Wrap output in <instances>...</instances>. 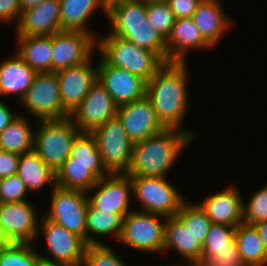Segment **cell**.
<instances>
[{
  "label": "cell",
  "instance_id": "cell-1",
  "mask_svg": "<svg viewBox=\"0 0 267 266\" xmlns=\"http://www.w3.org/2000/svg\"><path fill=\"white\" fill-rule=\"evenodd\" d=\"M186 62H166L147 81L146 95L150 98L156 115L165 128L188 132L194 139V131L182 128V121L189 106V90ZM185 115V116H184Z\"/></svg>",
  "mask_w": 267,
  "mask_h": 266
},
{
  "label": "cell",
  "instance_id": "cell-2",
  "mask_svg": "<svg viewBox=\"0 0 267 266\" xmlns=\"http://www.w3.org/2000/svg\"><path fill=\"white\" fill-rule=\"evenodd\" d=\"M194 138L186 131L165 128L160 133L134 143L129 176L166 177L169 169Z\"/></svg>",
  "mask_w": 267,
  "mask_h": 266
},
{
  "label": "cell",
  "instance_id": "cell-3",
  "mask_svg": "<svg viewBox=\"0 0 267 266\" xmlns=\"http://www.w3.org/2000/svg\"><path fill=\"white\" fill-rule=\"evenodd\" d=\"M107 19L111 35L157 53L166 62V43L147 20L146 4L135 0H109Z\"/></svg>",
  "mask_w": 267,
  "mask_h": 266
},
{
  "label": "cell",
  "instance_id": "cell-4",
  "mask_svg": "<svg viewBox=\"0 0 267 266\" xmlns=\"http://www.w3.org/2000/svg\"><path fill=\"white\" fill-rule=\"evenodd\" d=\"M96 48L108 65L125 69L146 82L166 63L157 53L109 32L97 38Z\"/></svg>",
  "mask_w": 267,
  "mask_h": 266
},
{
  "label": "cell",
  "instance_id": "cell-5",
  "mask_svg": "<svg viewBox=\"0 0 267 266\" xmlns=\"http://www.w3.org/2000/svg\"><path fill=\"white\" fill-rule=\"evenodd\" d=\"M39 123L35 130L33 149L56 172L70 156L73 143L81 131L70 118L40 120Z\"/></svg>",
  "mask_w": 267,
  "mask_h": 266
},
{
  "label": "cell",
  "instance_id": "cell-6",
  "mask_svg": "<svg viewBox=\"0 0 267 266\" xmlns=\"http://www.w3.org/2000/svg\"><path fill=\"white\" fill-rule=\"evenodd\" d=\"M166 220L164 216L133 209L123 218L118 241L137 251L161 252L165 245Z\"/></svg>",
  "mask_w": 267,
  "mask_h": 266
},
{
  "label": "cell",
  "instance_id": "cell-7",
  "mask_svg": "<svg viewBox=\"0 0 267 266\" xmlns=\"http://www.w3.org/2000/svg\"><path fill=\"white\" fill-rule=\"evenodd\" d=\"M130 179L132 195L141 204L140 211L166 218L176 216L186 199L167 177L130 176Z\"/></svg>",
  "mask_w": 267,
  "mask_h": 266
},
{
  "label": "cell",
  "instance_id": "cell-8",
  "mask_svg": "<svg viewBox=\"0 0 267 266\" xmlns=\"http://www.w3.org/2000/svg\"><path fill=\"white\" fill-rule=\"evenodd\" d=\"M37 120H62L70 117L63 108L56 72L36 73L19 102Z\"/></svg>",
  "mask_w": 267,
  "mask_h": 266
},
{
  "label": "cell",
  "instance_id": "cell-9",
  "mask_svg": "<svg viewBox=\"0 0 267 266\" xmlns=\"http://www.w3.org/2000/svg\"><path fill=\"white\" fill-rule=\"evenodd\" d=\"M95 137L101 160L110 174L127 173L134 143L128 138L117 116L95 128Z\"/></svg>",
  "mask_w": 267,
  "mask_h": 266
},
{
  "label": "cell",
  "instance_id": "cell-10",
  "mask_svg": "<svg viewBox=\"0 0 267 266\" xmlns=\"http://www.w3.org/2000/svg\"><path fill=\"white\" fill-rule=\"evenodd\" d=\"M88 193L81 190L52 188V201L44 216L80 236L86 242Z\"/></svg>",
  "mask_w": 267,
  "mask_h": 266
},
{
  "label": "cell",
  "instance_id": "cell-11",
  "mask_svg": "<svg viewBox=\"0 0 267 266\" xmlns=\"http://www.w3.org/2000/svg\"><path fill=\"white\" fill-rule=\"evenodd\" d=\"M39 225L38 234H43L47 250L53 256L48 258L46 255L40 254L42 260L70 265H80L83 263L87 244L80 236L50 221L44 215L42 218L40 217Z\"/></svg>",
  "mask_w": 267,
  "mask_h": 266
},
{
  "label": "cell",
  "instance_id": "cell-12",
  "mask_svg": "<svg viewBox=\"0 0 267 266\" xmlns=\"http://www.w3.org/2000/svg\"><path fill=\"white\" fill-rule=\"evenodd\" d=\"M97 47V39L81 31H61L52 35V72L84 63Z\"/></svg>",
  "mask_w": 267,
  "mask_h": 266
},
{
  "label": "cell",
  "instance_id": "cell-13",
  "mask_svg": "<svg viewBox=\"0 0 267 266\" xmlns=\"http://www.w3.org/2000/svg\"><path fill=\"white\" fill-rule=\"evenodd\" d=\"M97 190L94 195L88 194L89 203L97 210L120 214L125 218L130 210L132 199V182L126 173L109 174L99 179L90 189Z\"/></svg>",
  "mask_w": 267,
  "mask_h": 266
},
{
  "label": "cell",
  "instance_id": "cell-14",
  "mask_svg": "<svg viewBox=\"0 0 267 266\" xmlns=\"http://www.w3.org/2000/svg\"><path fill=\"white\" fill-rule=\"evenodd\" d=\"M117 109L118 106L113 98L96 80L69 118L81 132L91 133L95 128L114 118Z\"/></svg>",
  "mask_w": 267,
  "mask_h": 266
},
{
  "label": "cell",
  "instance_id": "cell-15",
  "mask_svg": "<svg viewBox=\"0 0 267 266\" xmlns=\"http://www.w3.org/2000/svg\"><path fill=\"white\" fill-rule=\"evenodd\" d=\"M97 80L119 107L146 95L147 82L129 71L108 65L102 58L97 63Z\"/></svg>",
  "mask_w": 267,
  "mask_h": 266
},
{
  "label": "cell",
  "instance_id": "cell-16",
  "mask_svg": "<svg viewBox=\"0 0 267 266\" xmlns=\"http://www.w3.org/2000/svg\"><path fill=\"white\" fill-rule=\"evenodd\" d=\"M116 116L133 143L145 140L165 129L147 95L119 106Z\"/></svg>",
  "mask_w": 267,
  "mask_h": 266
},
{
  "label": "cell",
  "instance_id": "cell-17",
  "mask_svg": "<svg viewBox=\"0 0 267 266\" xmlns=\"http://www.w3.org/2000/svg\"><path fill=\"white\" fill-rule=\"evenodd\" d=\"M35 209L33 203L28 200L0 203V222L12 243H33L39 236L40 219Z\"/></svg>",
  "mask_w": 267,
  "mask_h": 266
},
{
  "label": "cell",
  "instance_id": "cell-18",
  "mask_svg": "<svg viewBox=\"0 0 267 266\" xmlns=\"http://www.w3.org/2000/svg\"><path fill=\"white\" fill-rule=\"evenodd\" d=\"M91 57L82 64L56 72L63 108L71 115L97 80V65Z\"/></svg>",
  "mask_w": 267,
  "mask_h": 266
},
{
  "label": "cell",
  "instance_id": "cell-19",
  "mask_svg": "<svg viewBox=\"0 0 267 266\" xmlns=\"http://www.w3.org/2000/svg\"><path fill=\"white\" fill-rule=\"evenodd\" d=\"M16 36H52L61 32L60 0H44L22 12Z\"/></svg>",
  "mask_w": 267,
  "mask_h": 266
},
{
  "label": "cell",
  "instance_id": "cell-20",
  "mask_svg": "<svg viewBox=\"0 0 267 266\" xmlns=\"http://www.w3.org/2000/svg\"><path fill=\"white\" fill-rule=\"evenodd\" d=\"M166 43V62H186L188 50L210 49L192 17L177 18Z\"/></svg>",
  "mask_w": 267,
  "mask_h": 266
},
{
  "label": "cell",
  "instance_id": "cell-21",
  "mask_svg": "<svg viewBox=\"0 0 267 266\" xmlns=\"http://www.w3.org/2000/svg\"><path fill=\"white\" fill-rule=\"evenodd\" d=\"M236 186H228L224 190L205 197L201 207L206 211L212 223L237 227L243 223V197Z\"/></svg>",
  "mask_w": 267,
  "mask_h": 266
},
{
  "label": "cell",
  "instance_id": "cell-22",
  "mask_svg": "<svg viewBox=\"0 0 267 266\" xmlns=\"http://www.w3.org/2000/svg\"><path fill=\"white\" fill-rule=\"evenodd\" d=\"M220 0H202L193 13V20L203 38L214 47L230 30L231 20L223 12Z\"/></svg>",
  "mask_w": 267,
  "mask_h": 266
},
{
  "label": "cell",
  "instance_id": "cell-23",
  "mask_svg": "<svg viewBox=\"0 0 267 266\" xmlns=\"http://www.w3.org/2000/svg\"><path fill=\"white\" fill-rule=\"evenodd\" d=\"M109 0H60V22L62 31H81L92 34L97 39V34L87 27L91 14L98 8L103 10L107 18Z\"/></svg>",
  "mask_w": 267,
  "mask_h": 266
},
{
  "label": "cell",
  "instance_id": "cell-24",
  "mask_svg": "<svg viewBox=\"0 0 267 266\" xmlns=\"http://www.w3.org/2000/svg\"><path fill=\"white\" fill-rule=\"evenodd\" d=\"M36 72L18 55L1 61L0 65V96L16 95L19 102L32 84Z\"/></svg>",
  "mask_w": 267,
  "mask_h": 266
},
{
  "label": "cell",
  "instance_id": "cell-25",
  "mask_svg": "<svg viewBox=\"0 0 267 266\" xmlns=\"http://www.w3.org/2000/svg\"><path fill=\"white\" fill-rule=\"evenodd\" d=\"M15 53L36 73L52 72V36H16Z\"/></svg>",
  "mask_w": 267,
  "mask_h": 266
},
{
  "label": "cell",
  "instance_id": "cell-26",
  "mask_svg": "<svg viewBox=\"0 0 267 266\" xmlns=\"http://www.w3.org/2000/svg\"><path fill=\"white\" fill-rule=\"evenodd\" d=\"M17 175L29 192H38L49 182L52 188L56 186V172L39 157L34 149L20 155Z\"/></svg>",
  "mask_w": 267,
  "mask_h": 266
},
{
  "label": "cell",
  "instance_id": "cell-27",
  "mask_svg": "<svg viewBox=\"0 0 267 266\" xmlns=\"http://www.w3.org/2000/svg\"><path fill=\"white\" fill-rule=\"evenodd\" d=\"M177 250L187 263L201 262L202 246L194 240L189 229L176 217H168L165 223V250Z\"/></svg>",
  "mask_w": 267,
  "mask_h": 266
},
{
  "label": "cell",
  "instance_id": "cell-28",
  "mask_svg": "<svg viewBox=\"0 0 267 266\" xmlns=\"http://www.w3.org/2000/svg\"><path fill=\"white\" fill-rule=\"evenodd\" d=\"M122 222L123 217L120 214L97 210L89 203L86 220V244H105L97 238L108 235L118 240L122 231Z\"/></svg>",
  "mask_w": 267,
  "mask_h": 266
},
{
  "label": "cell",
  "instance_id": "cell-29",
  "mask_svg": "<svg viewBox=\"0 0 267 266\" xmlns=\"http://www.w3.org/2000/svg\"><path fill=\"white\" fill-rule=\"evenodd\" d=\"M25 114L16 118L0 133V149L16 154H23L33 149L35 129ZM34 129V130H33Z\"/></svg>",
  "mask_w": 267,
  "mask_h": 266
},
{
  "label": "cell",
  "instance_id": "cell-30",
  "mask_svg": "<svg viewBox=\"0 0 267 266\" xmlns=\"http://www.w3.org/2000/svg\"><path fill=\"white\" fill-rule=\"evenodd\" d=\"M234 240L246 266L267 265V251L255 225L239 224Z\"/></svg>",
  "mask_w": 267,
  "mask_h": 266
},
{
  "label": "cell",
  "instance_id": "cell-31",
  "mask_svg": "<svg viewBox=\"0 0 267 266\" xmlns=\"http://www.w3.org/2000/svg\"><path fill=\"white\" fill-rule=\"evenodd\" d=\"M63 164L92 165V173L98 179L110 174L103 165L95 137L89 132H81L76 137L70 156Z\"/></svg>",
  "mask_w": 267,
  "mask_h": 266
},
{
  "label": "cell",
  "instance_id": "cell-32",
  "mask_svg": "<svg viewBox=\"0 0 267 266\" xmlns=\"http://www.w3.org/2000/svg\"><path fill=\"white\" fill-rule=\"evenodd\" d=\"M98 180L92 173V165L62 164L56 171V186L63 189L88 192Z\"/></svg>",
  "mask_w": 267,
  "mask_h": 266
},
{
  "label": "cell",
  "instance_id": "cell-33",
  "mask_svg": "<svg viewBox=\"0 0 267 266\" xmlns=\"http://www.w3.org/2000/svg\"><path fill=\"white\" fill-rule=\"evenodd\" d=\"M176 217L186 226V229L190 230L194 240L203 246L212 221L201 205L198 202L191 204L189 200H185Z\"/></svg>",
  "mask_w": 267,
  "mask_h": 266
},
{
  "label": "cell",
  "instance_id": "cell-34",
  "mask_svg": "<svg viewBox=\"0 0 267 266\" xmlns=\"http://www.w3.org/2000/svg\"><path fill=\"white\" fill-rule=\"evenodd\" d=\"M41 260L32 243H11L0 248V266H40Z\"/></svg>",
  "mask_w": 267,
  "mask_h": 266
},
{
  "label": "cell",
  "instance_id": "cell-35",
  "mask_svg": "<svg viewBox=\"0 0 267 266\" xmlns=\"http://www.w3.org/2000/svg\"><path fill=\"white\" fill-rule=\"evenodd\" d=\"M148 23L166 40L175 23V16L167 1H156L146 4Z\"/></svg>",
  "mask_w": 267,
  "mask_h": 266
},
{
  "label": "cell",
  "instance_id": "cell-36",
  "mask_svg": "<svg viewBox=\"0 0 267 266\" xmlns=\"http://www.w3.org/2000/svg\"><path fill=\"white\" fill-rule=\"evenodd\" d=\"M236 227L225 224L212 223L209 233L202 246V252H214V250L237 249L234 240Z\"/></svg>",
  "mask_w": 267,
  "mask_h": 266
},
{
  "label": "cell",
  "instance_id": "cell-37",
  "mask_svg": "<svg viewBox=\"0 0 267 266\" xmlns=\"http://www.w3.org/2000/svg\"><path fill=\"white\" fill-rule=\"evenodd\" d=\"M243 201V223L256 225L267 220V184L254 192L248 202Z\"/></svg>",
  "mask_w": 267,
  "mask_h": 266
},
{
  "label": "cell",
  "instance_id": "cell-38",
  "mask_svg": "<svg viewBox=\"0 0 267 266\" xmlns=\"http://www.w3.org/2000/svg\"><path fill=\"white\" fill-rule=\"evenodd\" d=\"M83 263L86 266H126L106 244L87 245Z\"/></svg>",
  "mask_w": 267,
  "mask_h": 266
},
{
  "label": "cell",
  "instance_id": "cell-39",
  "mask_svg": "<svg viewBox=\"0 0 267 266\" xmlns=\"http://www.w3.org/2000/svg\"><path fill=\"white\" fill-rule=\"evenodd\" d=\"M29 191L17 174L0 180V203L27 201Z\"/></svg>",
  "mask_w": 267,
  "mask_h": 266
},
{
  "label": "cell",
  "instance_id": "cell-40",
  "mask_svg": "<svg viewBox=\"0 0 267 266\" xmlns=\"http://www.w3.org/2000/svg\"><path fill=\"white\" fill-rule=\"evenodd\" d=\"M201 262L207 266H246L238 249L214 250L202 252Z\"/></svg>",
  "mask_w": 267,
  "mask_h": 266
},
{
  "label": "cell",
  "instance_id": "cell-41",
  "mask_svg": "<svg viewBox=\"0 0 267 266\" xmlns=\"http://www.w3.org/2000/svg\"><path fill=\"white\" fill-rule=\"evenodd\" d=\"M21 14L19 0H0V22L2 24L8 25V23L11 24L15 20L17 25Z\"/></svg>",
  "mask_w": 267,
  "mask_h": 266
},
{
  "label": "cell",
  "instance_id": "cell-42",
  "mask_svg": "<svg viewBox=\"0 0 267 266\" xmlns=\"http://www.w3.org/2000/svg\"><path fill=\"white\" fill-rule=\"evenodd\" d=\"M202 0H167L175 18H190Z\"/></svg>",
  "mask_w": 267,
  "mask_h": 266
},
{
  "label": "cell",
  "instance_id": "cell-43",
  "mask_svg": "<svg viewBox=\"0 0 267 266\" xmlns=\"http://www.w3.org/2000/svg\"><path fill=\"white\" fill-rule=\"evenodd\" d=\"M20 155L0 149V179L17 174Z\"/></svg>",
  "mask_w": 267,
  "mask_h": 266
},
{
  "label": "cell",
  "instance_id": "cell-44",
  "mask_svg": "<svg viewBox=\"0 0 267 266\" xmlns=\"http://www.w3.org/2000/svg\"><path fill=\"white\" fill-rule=\"evenodd\" d=\"M19 113H14L8 105L0 101V133L16 118Z\"/></svg>",
  "mask_w": 267,
  "mask_h": 266
},
{
  "label": "cell",
  "instance_id": "cell-45",
  "mask_svg": "<svg viewBox=\"0 0 267 266\" xmlns=\"http://www.w3.org/2000/svg\"><path fill=\"white\" fill-rule=\"evenodd\" d=\"M255 227L258 229L265 250L267 251V220L257 223Z\"/></svg>",
  "mask_w": 267,
  "mask_h": 266
},
{
  "label": "cell",
  "instance_id": "cell-46",
  "mask_svg": "<svg viewBox=\"0 0 267 266\" xmlns=\"http://www.w3.org/2000/svg\"><path fill=\"white\" fill-rule=\"evenodd\" d=\"M44 0H19V4L21 7V12L29 9L31 7L37 6L42 3Z\"/></svg>",
  "mask_w": 267,
  "mask_h": 266
},
{
  "label": "cell",
  "instance_id": "cell-47",
  "mask_svg": "<svg viewBox=\"0 0 267 266\" xmlns=\"http://www.w3.org/2000/svg\"><path fill=\"white\" fill-rule=\"evenodd\" d=\"M11 243L12 242L6 236L3 225L0 222V248H3L4 246L9 245Z\"/></svg>",
  "mask_w": 267,
  "mask_h": 266
},
{
  "label": "cell",
  "instance_id": "cell-48",
  "mask_svg": "<svg viewBox=\"0 0 267 266\" xmlns=\"http://www.w3.org/2000/svg\"><path fill=\"white\" fill-rule=\"evenodd\" d=\"M40 266H79V265H70L65 263H51L44 260H41Z\"/></svg>",
  "mask_w": 267,
  "mask_h": 266
},
{
  "label": "cell",
  "instance_id": "cell-49",
  "mask_svg": "<svg viewBox=\"0 0 267 266\" xmlns=\"http://www.w3.org/2000/svg\"><path fill=\"white\" fill-rule=\"evenodd\" d=\"M186 266H188V264ZM189 266H207V265L204 264L203 262H196L189 264Z\"/></svg>",
  "mask_w": 267,
  "mask_h": 266
},
{
  "label": "cell",
  "instance_id": "cell-50",
  "mask_svg": "<svg viewBox=\"0 0 267 266\" xmlns=\"http://www.w3.org/2000/svg\"><path fill=\"white\" fill-rule=\"evenodd\" d=\"M135 1H139V2H141V3H145V4H147V3H152V2H156V0H135Z\"/></svg>",
  "mask_w": 267,
  "mask_h": 266
},
{
  "label": "cell",
  "instance_id": "cell-51",
  "mask_svg": "<svg viewBox=\"0 0 267 266\" xmlns=\"http://www.w3.org/2000/svg\"><path fill=\"white\" fill-rule=\"evenodd\" d=\"M161 266V265H160ZM166 266H170V265H166ZM171 266H176V265H171ZM177 266H186V265H177Z\"/></svg>",
  "mask_w": 267,
  "mask_h": 266
}]
</instances>
